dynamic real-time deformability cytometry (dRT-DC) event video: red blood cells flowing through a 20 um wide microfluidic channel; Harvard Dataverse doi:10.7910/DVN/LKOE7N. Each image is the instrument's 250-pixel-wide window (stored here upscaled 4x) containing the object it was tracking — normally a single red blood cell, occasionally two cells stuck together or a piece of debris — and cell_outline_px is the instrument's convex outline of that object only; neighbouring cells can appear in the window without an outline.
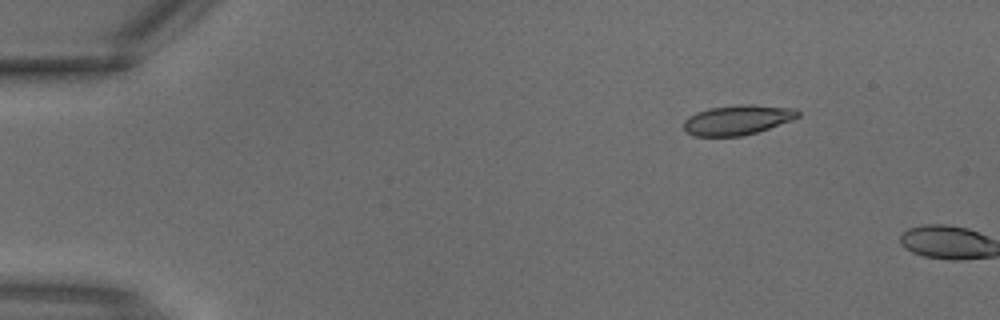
{"species": "common noctule bat (a hibernating species)", "species_latin": "Nyctalus noctula", "temperature_condition": "warm", "stored_images_in_passage": 3, "camera_frame_rate_fps": 3000, "um_per_image_px": 0.085, "animal": {"sex": "male", "body_mass_g": 18.8}, "frame": {"image": 1, "passage_image": 2, "time_ms": 0.333, "image_size_px": [1000, 320], "cell_outline_px": [[800, 116], [792, 120], [744, 136], [696, 136], [688, 132], [684, 128], [684, 120], [688, 116], [696, 112], [712, 108], [744, 104], [752, 104], [796, 108], [800, 112]], "centroid_in_image_um": [62.72, 10.18], "position_along_channel_um": 22.3, "area_um2": 19.77}}